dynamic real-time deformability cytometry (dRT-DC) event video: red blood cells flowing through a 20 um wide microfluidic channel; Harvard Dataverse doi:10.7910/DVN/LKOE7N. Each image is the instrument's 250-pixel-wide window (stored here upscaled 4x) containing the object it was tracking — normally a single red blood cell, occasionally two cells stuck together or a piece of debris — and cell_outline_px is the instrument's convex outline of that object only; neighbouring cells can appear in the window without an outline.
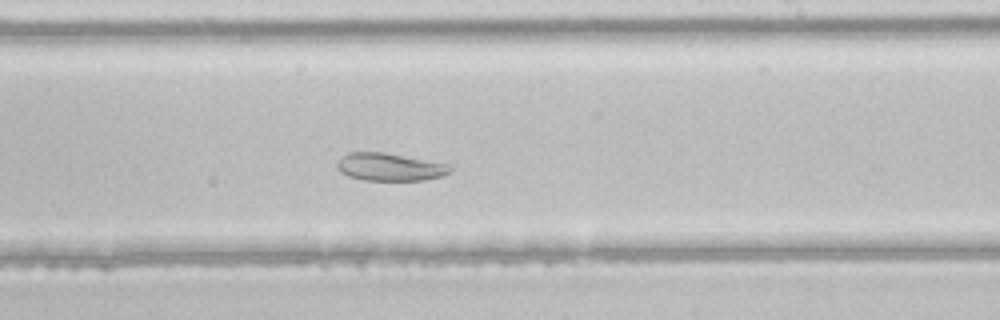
{"species": "common noctule bat (a hibernating species)", "species_latin": "Nyctalus noctula", "temperature_condition": "room temperature", "stored_images_in_passage": 45, "camera_frame_rate_fps": 3000, "um_per_image_px": 0.085, "animal": {"sex": "male", "body_mass_g": 21.5, "forearm_length_mm": 52.0}, "frame": {"image": 1, "passage_image": 26, "time_ms": 8.333, "image_size_px": [1000, 320], "cell_outline_px": [[452, 172], [440, 176], [424, 180], [364, 180], [348, 176], [340, 172], [336, 168], [336, 164], [340, 156], [348, 152], [384, 152], [452, 164]], "centroid_in_image_um": [33.13, 14.18], "position_along_channel_um": 255.9, "area_um2": 18.55}}